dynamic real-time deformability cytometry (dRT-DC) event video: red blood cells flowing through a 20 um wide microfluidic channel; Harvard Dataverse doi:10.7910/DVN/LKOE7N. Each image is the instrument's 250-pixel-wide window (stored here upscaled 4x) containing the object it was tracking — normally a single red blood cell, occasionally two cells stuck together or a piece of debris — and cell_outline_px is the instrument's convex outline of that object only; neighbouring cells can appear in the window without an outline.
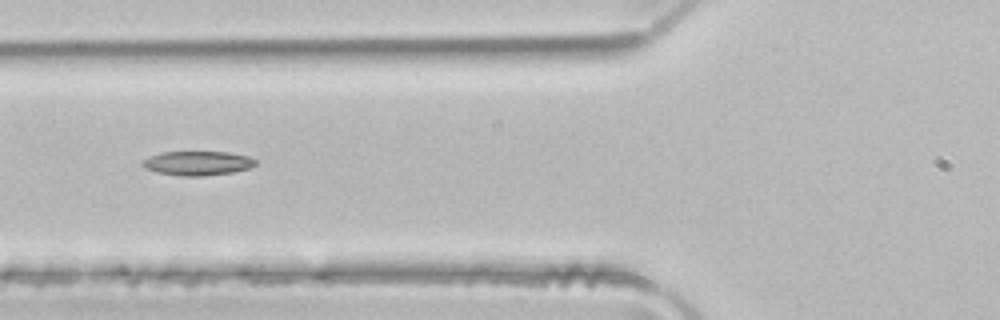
{"species": "common noctule bat (a hibernating species)", "species_latin": "Nyctalus noctula", "temperature_condition": "room temperature", "stored_images_in_passage": 5, "camera_frame_rate_fps": 3000, "um_per_image_px": 0.085, "animal": {"sex": "male", "body_mass_g": 21.5, "forearm_length_mm": 52.0}, "frame": {"image": 1, "passage_image": 5, "time_ms": 1.333, "image_size_px": [1000, 320], "cell_outline_px": [[256, 164], [248, 168], [232, 172], [204, 176], [180, 176], [160, 172], [144, 168], [140, 164], [140, 160], [148, 156], [160, 152], [228, 152], [248, 156], [256, 160]], "centroid_in_image_um": [16.74, 13.86], "position_along_channel_um": 109.1, "area_um2": 16.01}}